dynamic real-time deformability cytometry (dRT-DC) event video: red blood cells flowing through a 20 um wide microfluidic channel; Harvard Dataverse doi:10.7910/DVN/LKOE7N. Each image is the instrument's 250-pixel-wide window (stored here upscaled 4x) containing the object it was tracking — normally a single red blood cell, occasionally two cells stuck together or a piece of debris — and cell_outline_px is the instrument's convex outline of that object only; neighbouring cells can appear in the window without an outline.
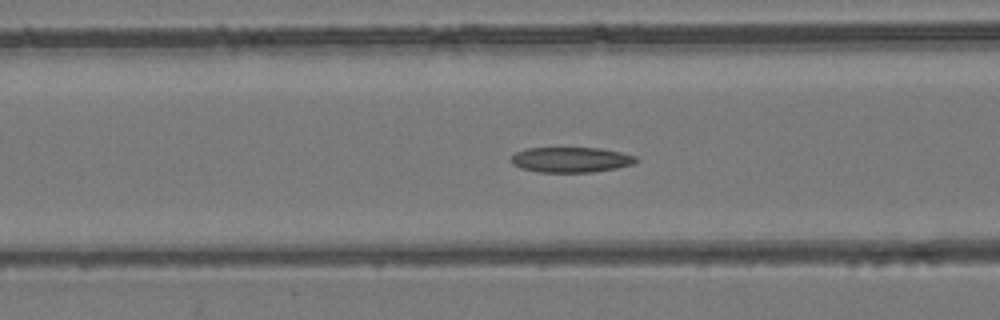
{"species": "common noctule bat (a hibernating species)", "species_latin": "Nyctalus noctula", "temperature_condition": "room temperature", "stored_images_in_passage": 46, "camera_frame_rate_fps": 3000, "um_per_image_px": 0.085, "animal": {"sex": "female", "body_mass_g": 24.6, "forearm_length_mm": 56.2}, "frame": {"image": 1, "passage_image": 14, "time_ms": 4.333, "image_size_px": [1000, 320], "cell_outline_px": [[640, 160], [632, 164], [616, 168], [592, 172], [540, 172], [520, 168], [512, 164], [512, 156], [516, 152], [528, 148], [600, 148], [620, 152], [636, 156]], "centroid_in_image_um": [48.54, 13.57], "position_along_channel_um": 118.1, "area_um2": 18.32}}
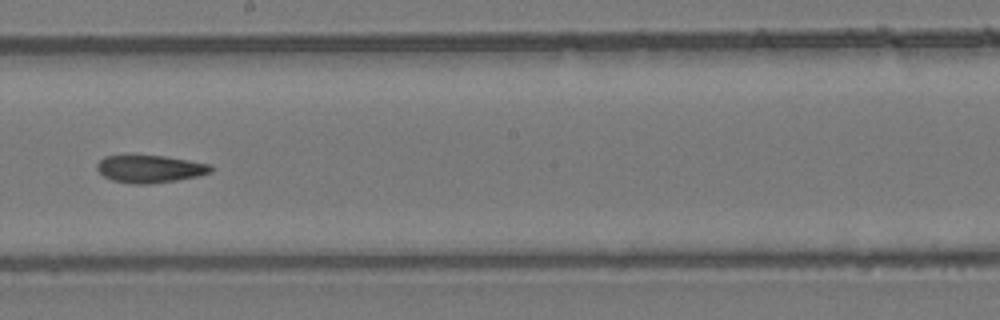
{"frame": {"image": 2, "passage_image": 23, "time_ms": 7.333, "image_size_px": [1000, 320], "cell_outline_px": [[212, 172], [196, 176], [176, 180], [148, 184], [132, 184], [112, 180], [104, 176], [96, 168], [96, 164], [104, 156], [164, 156], [188, 160], [208, 164], [212, 168]], "centroid_in_image_um": [12.71, 14.36], "position_along_channel_um": 235.5, "area_um2": 17.98}}
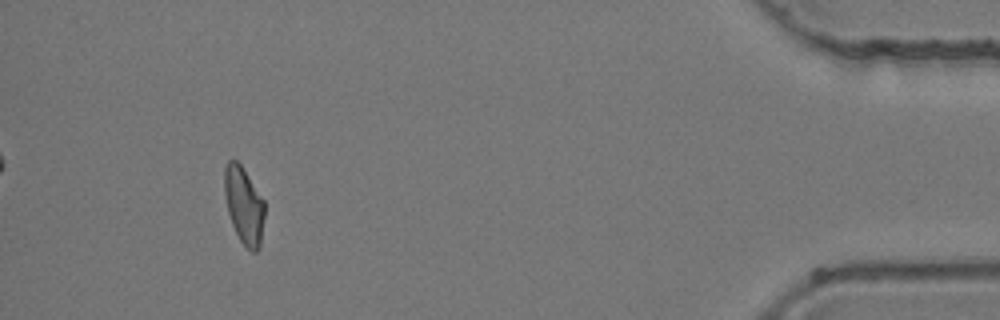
{"frame": {"image": 3, "passage_image": 42, "time_ms": 13.667, "image_size_px": [1000, 320], "cell_outline_px": [[264, 216], [260, 248], [256, 252], [252, 252], [240, 240], [232, 224], [228, 212], [224, 196], [224, 168], [228, 160], [236, 160], [240, 164], [264, 200]], "centroid_in_image_um": [20.72, 17.45], "position_along_channel_um": 414.5, "area_um2": 17.92}, "authors_computed_cell_mechanics": {"area_um2": 18.5249, "velocity_mm_per_s": 3.9172, "shape_relaxation_time_tau1_ms": null, "shape_relaxation_time_tau2_ms": 6.065, "deformation_change_tau1": null, "deformation_change_tau2": 0.1495}}